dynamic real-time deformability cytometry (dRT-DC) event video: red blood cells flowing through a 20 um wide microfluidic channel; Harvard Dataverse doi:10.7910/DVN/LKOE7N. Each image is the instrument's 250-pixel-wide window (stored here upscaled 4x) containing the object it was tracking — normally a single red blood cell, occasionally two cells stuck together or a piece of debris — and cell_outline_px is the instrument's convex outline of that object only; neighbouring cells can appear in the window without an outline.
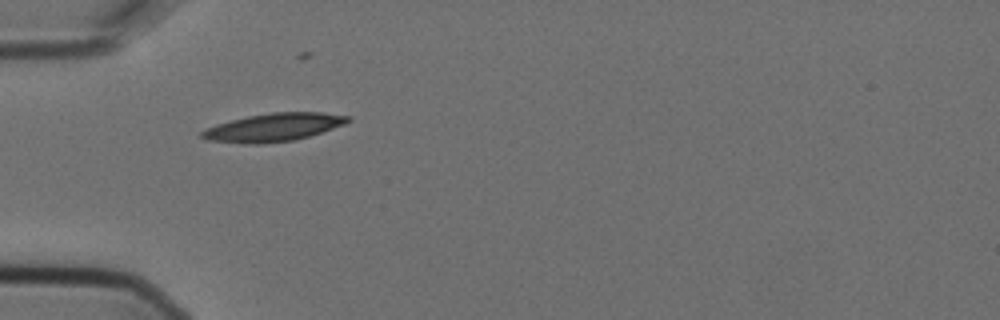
{"species": "Egyptian fruit bat (a non-hibernating species)", "species_latin": "Rousettus aegyptiacus", "temperature_condition": "cold", "stored_images_in_passage": 7, "camera_frame_rate_fps": 3000, "um_per_image_px": 0.085, "animal": {"sex": "female"}, "frame": {"image": 1, "passage_image": 1, "time_ms": 0.0, "image_size_px": [1000, 320], "cell_outline_px": [[352, 120], [344, 124], [308, 136], [292, 140], [260, 144], [248, 144], [208, 140], [200, 136], [200, 132], [204, 128], [216, 124], [248, 116], [272, 112], [320, 112], [352, 116]], "centroid_in_image_um": [23.23, 10.81], "position_along_channel_um": 61.8, "area_um2": 23.76}}
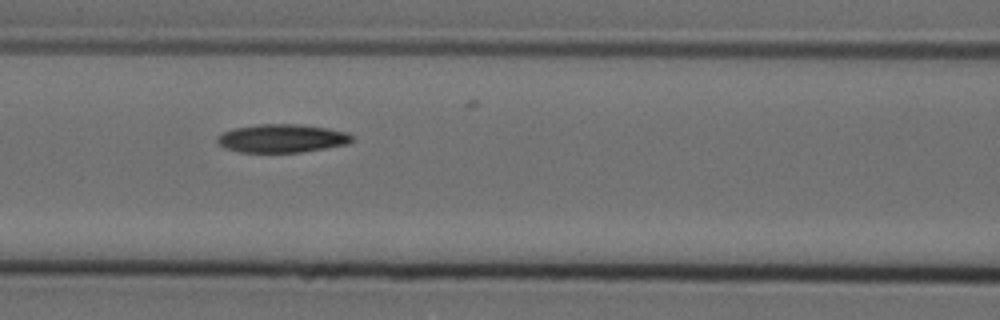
{"frame": {"image": 2, "passage_image": 3, "time_ms": 0.667, "image_size_px": [1000, 320], "cell_outline_px": [[352, 140], [348, 144], [300, 152], [240, 152], [224, 148], [216, 140], [216, 136], [224, 132], [236, 128], [256, 124], [296, 124], [328, 128], [348, 132], [352, 136]], "centroid_in_image_um": [23.96, 11.76], "position_along_channel_um": 142.6, "area_um2": 22.14}}
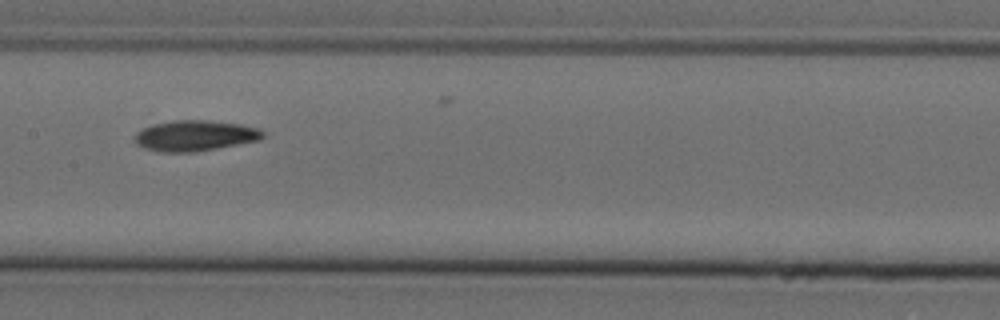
{"frame": {"image": 3, "passage_image": 4, "time_ms": 1.0, "image_size_px": [1000, 320], "cell_outline_px": [[264, 136], [260, 140], [196, 152], [160, 152], [144, 148], [136, 144], [132, 136], [140, 128], [152, 124], [172, 120], [208, 120], [240, 124], [260, 128], [264, 132]], "centroid_in_image_um": [16.53, 11.53], "position_along_channel_um": 190.9, "area_um2": 23.29}}